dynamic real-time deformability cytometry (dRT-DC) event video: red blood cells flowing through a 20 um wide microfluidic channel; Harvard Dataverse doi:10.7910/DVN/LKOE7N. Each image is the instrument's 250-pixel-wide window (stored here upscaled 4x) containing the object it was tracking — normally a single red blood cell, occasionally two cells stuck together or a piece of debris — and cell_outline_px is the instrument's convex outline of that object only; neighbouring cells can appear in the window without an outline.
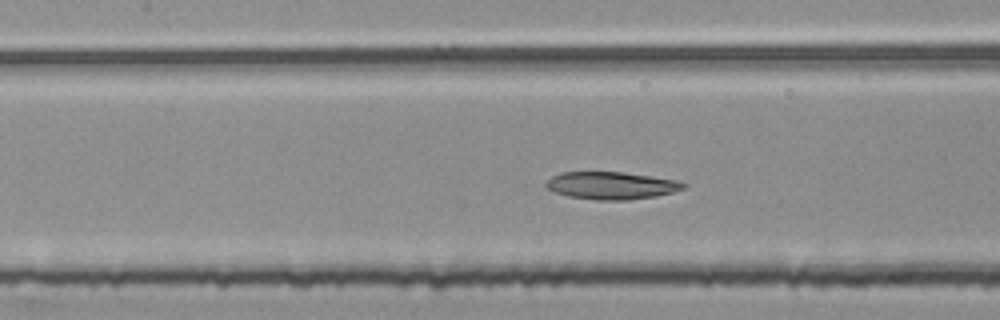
{"species": "common noctule bat (a hibernating species)", "species_latin": "Nyctalus noctula", "temperature_condition": "room temperature", "stored_images_in_passage": 49, "segment_of_instrument_passage": [2, 2], "camera_frame_rate_fps": 3000, "um_per_image_px": 0.085, "animal": {"sex": "female", "body_mass_g": 25.1}, "frame": {"image": 1, "passage_image": 22, "time_ms": 7.0, "image_size_px": [1000, 320], "cell_outline_px": [[688, 184], [684, 188], [672, 192], [656, 196], [628, 200], [596, 200], [568, 196], [556, 192], [548, 188], [544, 184], [552, 176], [560, 172], [624, 172], [676, 180]], "centroid_in_image_um": [51.96, 15.77], "position_along_channel_um": 155.4, "area_um2": 21.91}}
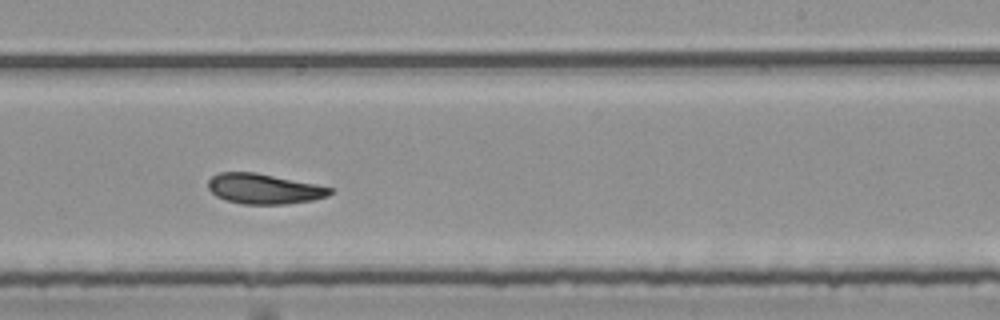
{"frame": {"image": 2, "passage_image": 31, "time_ms": 10.0, "image_size_px": [1000, 320], "cell_outline_px": [[336, 192], [328, 196], [312, 200], [284, 204], [244, 204], [224, 200], [216, 196], [208, 188], [208, 180], [212, 176], [220, 172], [256, 172], [316, 184], [332, 188]], "centroid_in_image_um": [22.45, 16.05], "position_along_channel_um": 266.6, "area_um2": 21.56}}
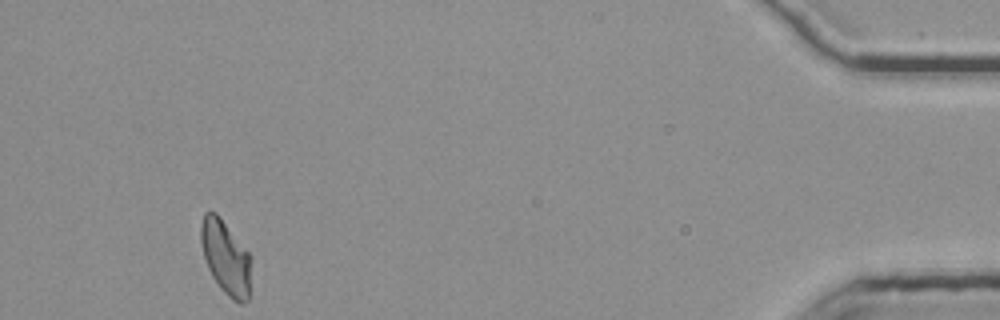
{"frame": {"image": 3, "passage_image": 49, "time_ms": 16.0, "image_size_px": [1000, 320], "cell_outline_px": [[252, 260], [248, 300], [244, 304], [240, 304], [232, 300], [220, 288], [212, 276], [208, 268], [200, 244], [200, 224], [204, 212], [216, 212], [252, 256]], "centroid_in_image_um": [19.19, 21.89], "position_along_channel_um": 416.0, "area_um2": 21.96}}